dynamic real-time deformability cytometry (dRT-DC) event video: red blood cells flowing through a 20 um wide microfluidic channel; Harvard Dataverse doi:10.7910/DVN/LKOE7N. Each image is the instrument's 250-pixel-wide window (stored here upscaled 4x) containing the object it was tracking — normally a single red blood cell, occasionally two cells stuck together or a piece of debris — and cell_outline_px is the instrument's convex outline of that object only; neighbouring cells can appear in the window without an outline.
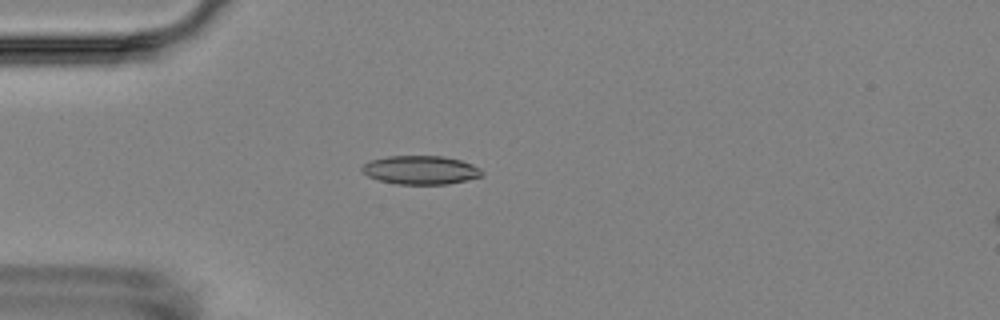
{"species": "Egyptian fruit bat (a non-hibernating species)", "species_latin": "Rousettus aegyptiacus", "temperature_condition": "room temperature", "stored_images_in_passage": 4, "camera_frame_rate_fps": 3000, "um_per_image_px": 0.085, "animal": {"sex": "female"}, "frame": {"image": 1, "passage_image": 4, "time_ms": 3.333, "image_size_px": [1000, 320], "cell_outline_px": [[484, 172], [480, 176], [448, 184], [396, 184], [380, 180], [368, 176], [360, 168], [364, 164], [372, 160], [388, 156], [444, 156], [460, 160], [472, 164], [480, 168]], "centroid_in_image_um": [35.76, 14.44], "position_along_channel_um": 49.2, "area_um2": 19.83}}